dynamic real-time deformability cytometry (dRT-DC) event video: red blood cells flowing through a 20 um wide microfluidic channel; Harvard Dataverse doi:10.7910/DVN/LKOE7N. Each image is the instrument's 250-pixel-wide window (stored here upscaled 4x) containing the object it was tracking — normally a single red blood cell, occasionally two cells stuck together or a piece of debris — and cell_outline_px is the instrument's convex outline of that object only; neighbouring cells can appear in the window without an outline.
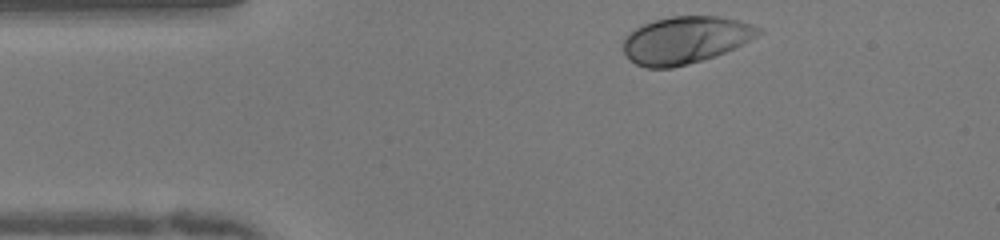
{"species": "human", "species_latin": "Homo sapiens", "temperature_condition": "warm", "stored_images_in_passage": 34, "camera_frame_rate_fps": 3000, "um_per_image_px": 0.085, "donor": {"sex": "female"}, "frame": {"image": 1, "passage_image": 1, "time_ms": 0.0, "image_size_px": [1000, 240], "cell_outline_px": [[764, 32], [716, 56], [688, 64], [672, 68], [644, 68], [636, 64], [624, 52], [624, 40], [636, 28], [644, 24], [656, 20], [672, 16], [720, 16], [752, 24], [764, 28]], "centroid_in_image_um": [58.29, 3.4], "position_along_channel_um": 26.7, "area_um2": 36.76}}
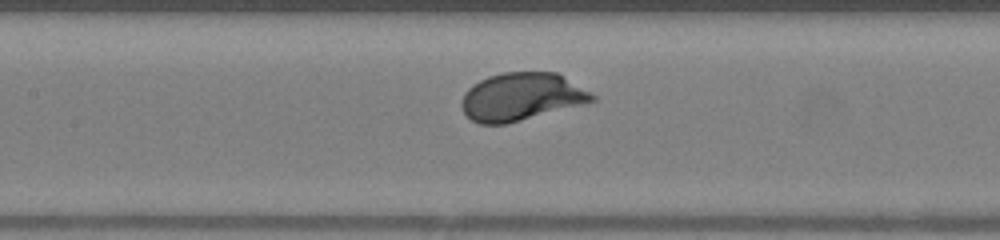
{"frame": {"image": 2, "passage_image": 15, "time_ms": 4.667, "image_size_px": [1000, 240], "cell_outline_px": [[596, 100], [520, 120], [504, 124], [480, 124], [472, 120], [464, 112], [460, 104], [460, 100], [464, 92], [472, 84], [488, 76], [504, 72], [556, 72], [592, 92], [596, 96]], "centroid_in_image_um": [44.28, 8.21], "position_along_channel_um": 163.1, "area_um2": 36.13}}
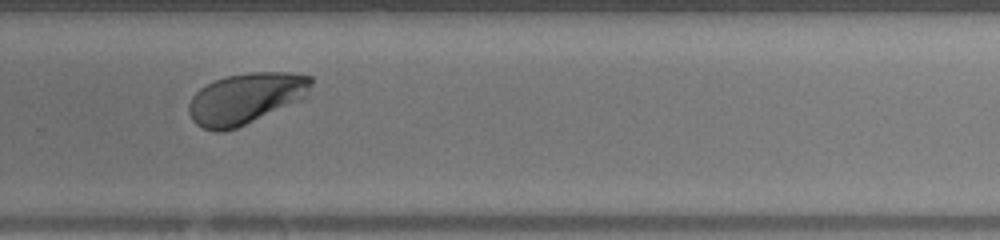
{"frame": {"image": 3, "passage_image": 26, "time_ms": 8.333, "image_size_px": [1000, 240], "cell_outline_px": [[312, 84], [304, 100], [236, 128], [224, 132], [216, 132], [204, 128], [196, 124], [192, 120], [188, 112], [188, 104], [192, 96], [200, 88], [216, 80], [228, 76], [252, 72], [292, 72], [312, 76]], "centroid_in_image_um": [20.92, 8.37], "position_along_channel_um": 308.9, "area_um2": 36.65}, "authors_computed_cell_mechanics": {"area_um2": 35.7493, "velocity_mm_per_s": 3.9917, "shape_relaxation_time_tau1_ms": 1.6356, "shape_relaxation_time_tau2_ms": null, "deformation_change_tau1": 0.1337, "deformation_change_tau2": null}}